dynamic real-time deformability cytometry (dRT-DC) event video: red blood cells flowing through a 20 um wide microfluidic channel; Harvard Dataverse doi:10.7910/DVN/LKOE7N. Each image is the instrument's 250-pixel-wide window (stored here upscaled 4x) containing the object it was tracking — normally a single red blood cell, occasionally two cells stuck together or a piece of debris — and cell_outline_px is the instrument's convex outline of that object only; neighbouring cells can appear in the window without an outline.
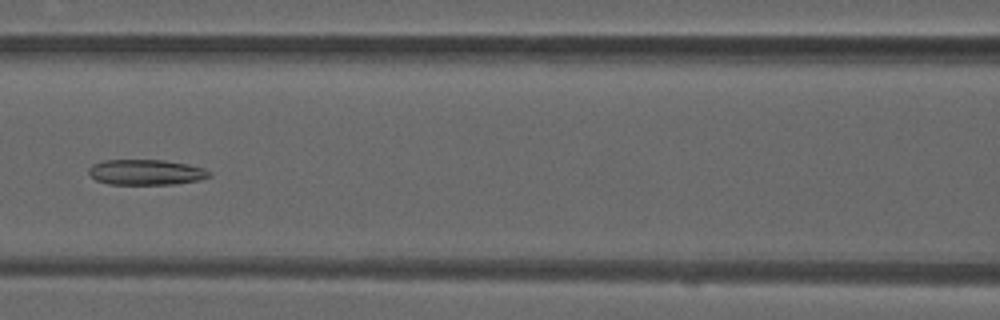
{"species": "common noctule bat (a hibernating species)", "species_latin": "Nyctalus noctula", "temperature_condition": "warm", "stored_images_in_passage": 38, "camera_frame_rate_fps": 3000, "um_per_image_px": 0.085, "animal": {"sex": "male", "forearm_length_mm": 52.5}, "frame": {"image": 1, "passage_image": 10, "time_ms": 3.0, "image_size_px": [1000, 320], "cell_outline_px": [[212, 176], [200, 180], [176, 184], [108, 184], [96, 180], [88, 172], [88, 168], [92, 164], [104, 160], [164, 160], [188, 164], [204, 168], [212, 172]], "centroid_in_image_um": [12.44, 14.64], "position_along_channel_um": 154.2, "area_um2": 18.03}}
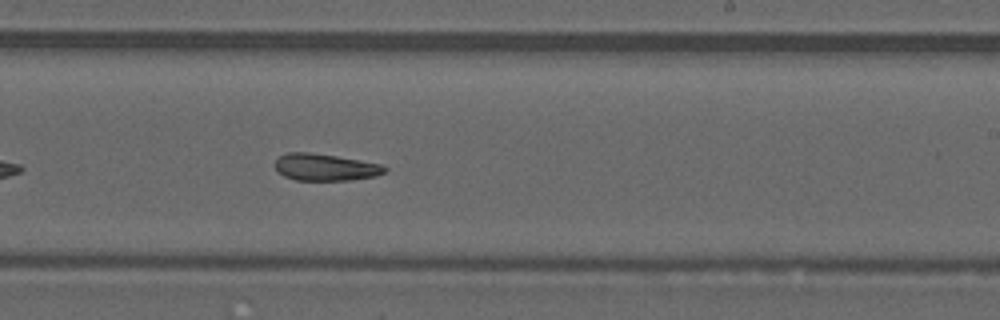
{"frame": {"image": 2, "passage_image": 18, "time_ms": 5.667, "image_size_px": [1000, 320], "cell_outline_px": [[388, 168], [384, 172], [376, 176], [352, 180], [296, 180], [284, 176], [276, 172], [272, 164], [280, 156], [288, 152], [308, 152], [336, 156], [384, 164]], "centroid_in_image_um": [27.62, 14.21], "position_along_channel_um": 261.4, "area_um2": 17.46}}
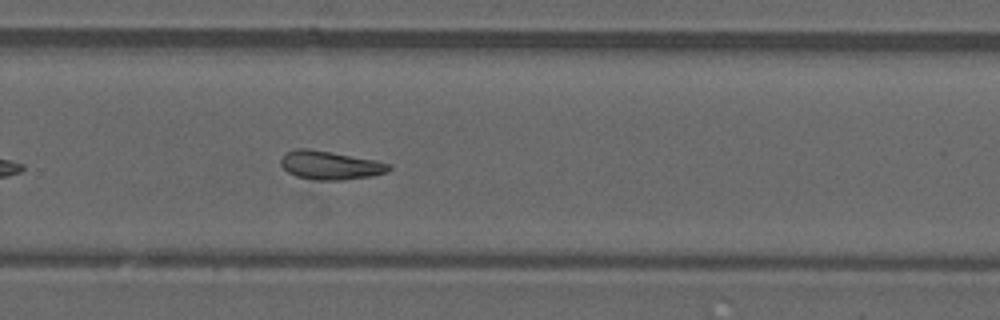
{"frame": {"image": 3, "passage_image": 21, "time_ms": 6.667, "image_size_px": [1000, 320], "cell_outline_px": [[392, 168], [388, 172], [372, 176], [340, 180], [316, 180], [296, 176], [288, 172], [280, 164], [280, 156], [284, 152], [296, 148], [308, 148], [332, 152], [376, 160], [392, 164]], "centroid_in_image_um": [28.05, 14.03], "position_along_channel_um": 301.7, "area_um2": 18.26}, "authors_computed_cell_mechanics": {"area_um2": 18.0625, "velocity_mm_per_s": 4.0371, "shape_relaxation_time_tau1_ms": null, "shape_relaxation_time_tau2_ms": 6.8097, "deformation_change_tau1": null, "deformation_change_tau2": 0.1483}}